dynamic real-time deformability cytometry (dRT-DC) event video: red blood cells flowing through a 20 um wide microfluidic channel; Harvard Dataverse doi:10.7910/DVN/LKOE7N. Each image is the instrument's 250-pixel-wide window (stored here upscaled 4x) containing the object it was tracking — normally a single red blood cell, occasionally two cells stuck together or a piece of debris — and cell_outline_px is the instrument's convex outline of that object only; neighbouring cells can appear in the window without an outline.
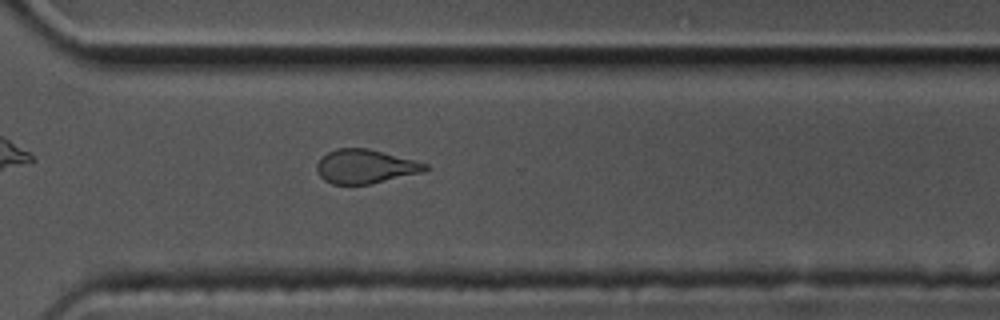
{"species": "common noctule bat (a hibernating species)", "species_latin": "Nyctalus noctula", "temperature_condition": "cold", "stored_images_in_passage": 39, "camera_frame_rate_fps": 3000, "um_per_image_px": 0.085, "animal": {"sex": "male", "body_mass_g": 17.5, "forearm_length_mm": 52.3}, "frame": {"image": 1, "passage_image": 28, "time_ms": 9.0, "image_size_px": [1000, 320], "cell_outline_px": [[428, 168], [424, 172], [372, 184], [332, 184], [324, 180], [320, 176], [316, 168], [316, 164], [328, 152], [336, 148], [368, 148], [428, 164]], "centroid_in_image_um": [31.05, 14.16], "position_along_channel_um": 339.5, "area_um2": 21.39}, "authors_computed_cell_mechanics": {"area_um2": 22.8888, "velocity_mm_per_s": 3.5079, "shape_relaxation_time_tau1_ms": 6.0648, "shape_relaxation_time_tau2_ms": 1.313, "deformation_change_tau1": 0.1468, "deformation_change_tau2": 0.0677}}